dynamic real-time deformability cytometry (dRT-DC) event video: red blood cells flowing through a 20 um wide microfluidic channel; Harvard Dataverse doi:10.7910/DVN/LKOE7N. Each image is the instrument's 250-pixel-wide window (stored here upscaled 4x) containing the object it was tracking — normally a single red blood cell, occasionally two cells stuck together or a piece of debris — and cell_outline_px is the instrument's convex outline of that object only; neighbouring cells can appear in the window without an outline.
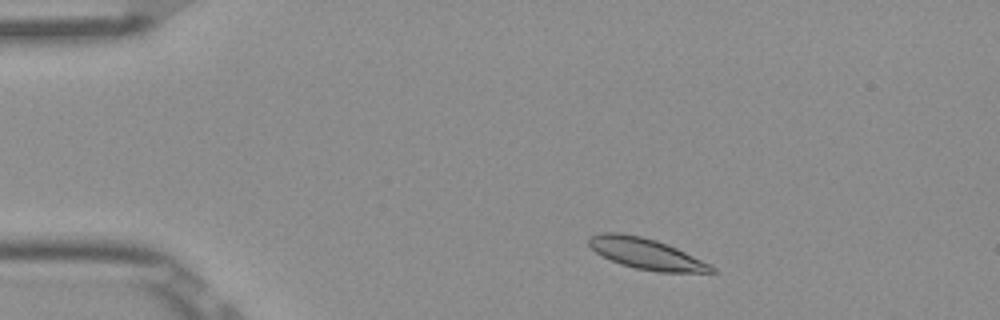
{"species": "Egyptian fruit bat (a non-hibernating species)", "species_latin": "Rousettus aegyptiacus", "temperature_condition": "room temperature", "stored_images_in_passage": 48, "camera_frame_rate_fps": 3000, "um_per_image_px": 0.085, "frame": {"image": 1, "passage_image": 5, "time_ms": 1.333, "image_size_px": [1000, 320], "cell_outline_px": [[716, 272], [656, 272], [636, 268], [620, 264], [596, 252], [588, 244], [588, 236], [600, 232], [620, 232], [640, 236], [656, 240], [668, 244], [716, 268]], "centroid_in_image_um": [54.86, 21.55], "position_along_channel_um": 30.1, "area_um2": 21.85}}
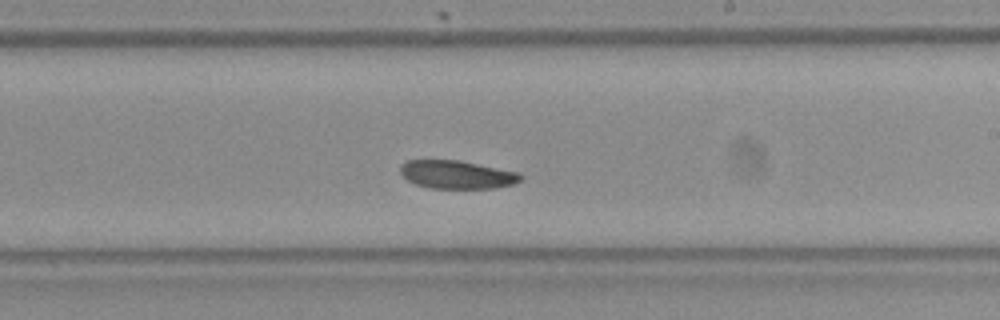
{"frame": {"image": 2, "passage_image": 27, "time_ms": 8.667, "image_size_px": [1000, 320], "cell_outline_px": [[524, 176], [520, 180], [512, 184], [496, 188], [432, 188], [416, 184], [400, 176], [400, 164], [408, 160], [460, 160], [520, 172]], "centroid_in_image_um": [38.83, 14.83], "position_along_channel_um": 250.2, "area_um2": 19.94}}
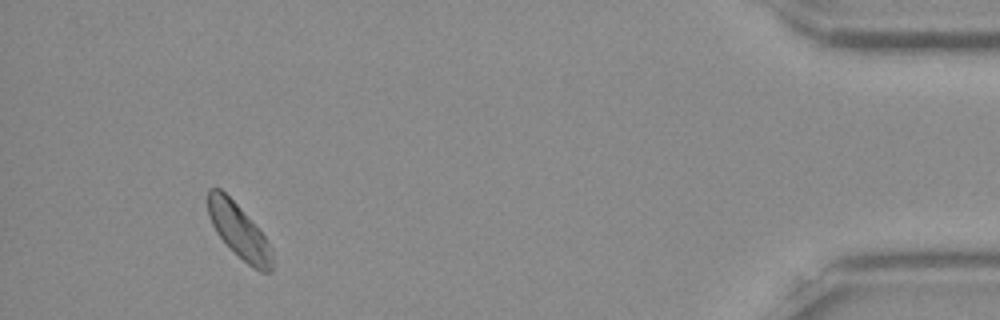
{"frame": {"image": 3, "passage_image": 45, "time_ms": 14.667, "image_size_px": [1000, 320], "cell_outline_px": [[272, 272], [260, 272], [252, 268], [216, 232], [208, 216], [208, 188], [220, 188], [240, 208], [264, 236], [272, 248]], "centroid_in_image_um": [20.32, 19.64], "position_along_channel_um": 414.9, "area_um2": 19.77}, "authors_computed_cell_mechanics": {"area_um2": 20.9814, "velocity_mm_per_s": 3.8251, "shape_relaxation_time_tau1_ms": 5.9625, "shape_relaxation_time_tau2_ms": null, "deformation_change_tau1": 0.0752, "deformation_change_tau2": null}}